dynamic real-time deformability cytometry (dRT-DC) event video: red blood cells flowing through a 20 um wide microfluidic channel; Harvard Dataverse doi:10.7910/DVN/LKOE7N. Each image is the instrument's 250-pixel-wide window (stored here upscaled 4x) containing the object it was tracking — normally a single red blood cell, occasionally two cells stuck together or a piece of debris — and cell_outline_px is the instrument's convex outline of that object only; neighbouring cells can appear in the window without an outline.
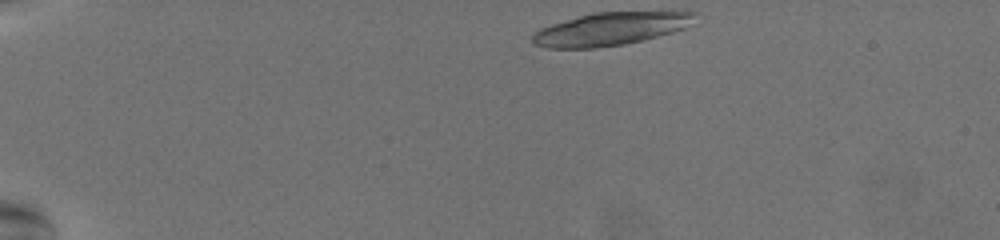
{"species": "common noctule bat (a hibernating species)", "species_latin": "Nyctalus noctula", "temperature_condition": "warm", "stored_images_in_passage": 31, "camera_frame_rate_fps": 3000, "um_per_image_px": 0.085, "animal": {"sex": "female", "body_mass_g": 19.5, "forearm_length_mm": 54.1}, "frame": {"image": 1, "passage_image": 1, "time_ms": 0.0, "image_size_px": [1000, 240], "cell_outline_px": [[692, 12], [684, 28], [672, 32], [624, 44], [596, 48], [548, 48], [536, 44], [532, 40], [532, 36], [536, 32], [552, 24], [580, 16], [596, 12]], "centroid_in_image_um": [51.79, 2.47], "position_along_channel_um": 33.2, "area_um2": 29.88}}
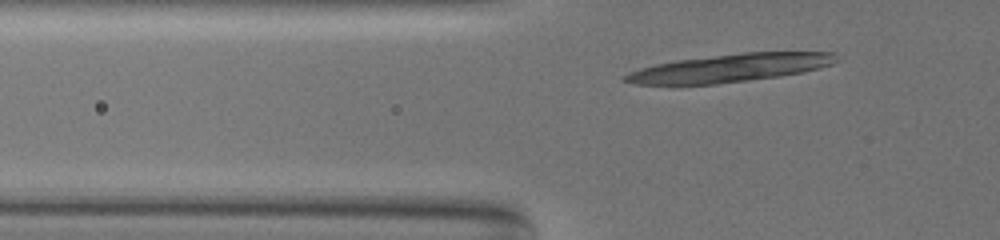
{"frame": {"image": 2, "passage_image": 10, "time_ms": 3.0, "image_size_px": [1000, 240], "cell_outline_px": [[832, 64], [800, 72], [780, 76], [716, 84], [636, 84], [624, 80], [624, 76], [640, 68], [656, 64], [676, 60], [744, 52], [832, 52]], "centroid_in_image_um": [61.98, 5.78], "position_along_channel_um": 63.8, "area_um2": 33.58}}